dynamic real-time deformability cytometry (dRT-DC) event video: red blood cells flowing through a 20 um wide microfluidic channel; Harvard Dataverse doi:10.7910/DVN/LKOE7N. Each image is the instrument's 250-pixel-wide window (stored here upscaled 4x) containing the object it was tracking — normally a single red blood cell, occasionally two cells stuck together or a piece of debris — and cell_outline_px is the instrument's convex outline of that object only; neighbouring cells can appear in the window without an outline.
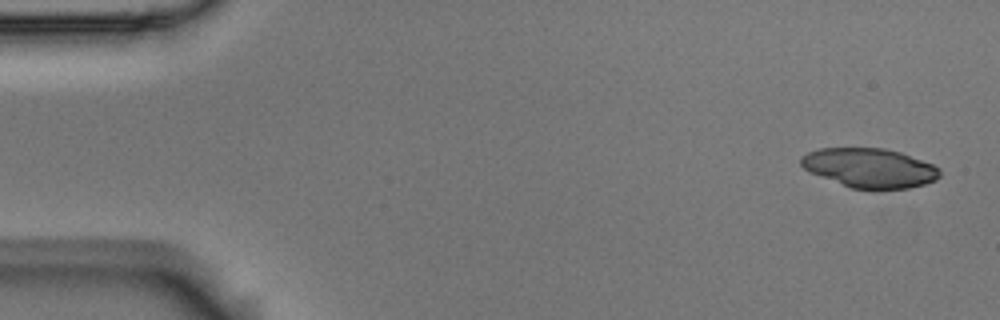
{"species": "Egyptian fruit bat (a non-hibernating species)", "species_latin": "Rousettus aegyptiacus", "temperature_condition": "room temperature", "stored_images_in_passage": 5, "camera_frame_rate_fps": 3000, "um_per_image_px": 0.085, "animal": {"sex": "male"}, "frame": {"image": 1, "passage_image": 1, "time_ms": 0.0, "image_size_px": [1000, 320], "cell_outline_px": [[940, 176], [936, 180], [924, 184], [908, 188], [880, 192], [872, 192], [852, 188], [808, 172], [800, 164], [800, 156], [808, 152], [820, 148], [884, 148], [900, 152], [932, 164], [940, 168]], "centroid_in_image_um": [73.92, 14.31], "position_along_channel_um": 11.1, "area_um2": 32.54}}